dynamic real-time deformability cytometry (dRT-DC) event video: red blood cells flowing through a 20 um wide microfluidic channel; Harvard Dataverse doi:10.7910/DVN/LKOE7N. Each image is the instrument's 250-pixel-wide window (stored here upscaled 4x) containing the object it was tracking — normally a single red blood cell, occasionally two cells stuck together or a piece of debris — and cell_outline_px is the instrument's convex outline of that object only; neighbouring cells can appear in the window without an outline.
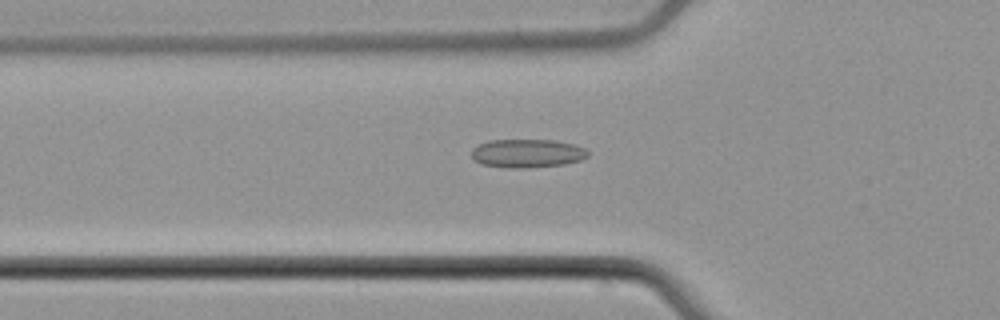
{"species": "common noctule bat (a hibernating species)", "species_latin": "Nyctalus noctula", "temperature_condition": "cold", "stored_images_in_passage": 40, "camera_frame_rate_fps": 3000, "um_per_image_px": 0.085, "animal": {"sex": "male", "body_mass_g": 21.5, "forearm_length_mm": 52.0}, "frame": {"image": 1, "passage_image": 5, "time_ms": 1.333, "image_size_px": [1000, 320], "cell_outline_px": [[588, 156], [580, 160], [564, 164], [528, 168], [512, 168], [480, 164], [472, 160], [472, 148], [488, 140], [556, 140], [572, 144], [584, 148], [588, 152]], "centroid_in_image_um": [44.78, 13.04], "position_along_channel_um": 81.0, "area_um2": 19.36}}
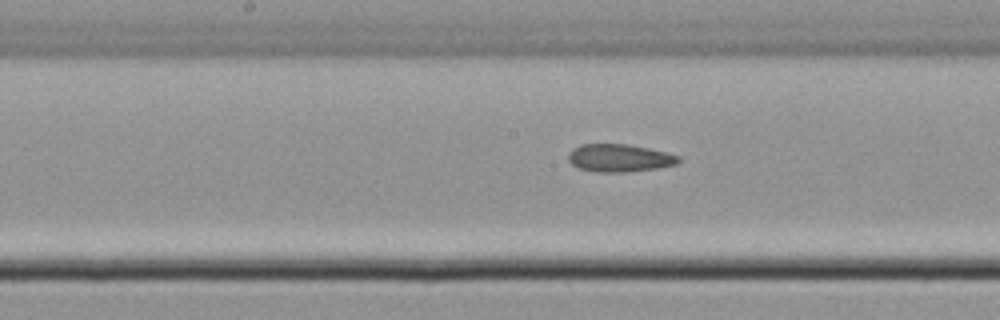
{"frame": {"image": 2, "passage_image": 14, "time_ms": 4.333, "image_size_px": [1000, 320], "cell_outline_px": [[680, 160], [676, 164], [656, 168], [624, 172], [596, 172], [580, 168], [572, 164], [568, 160], [568, 156], [572, 148], [580, 144], [628, 144], [668, 152], [680, 156]], "centroid_in_image_um": [52.65, 13.42], "position_along_channel_um": 195.6, "area_um2": 17.8}}
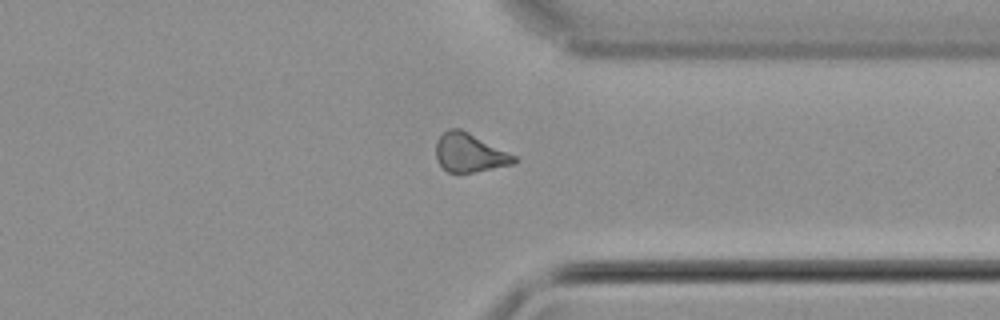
{"frame": {"image": 3, "passage_image": 28, "time_ms": 9.0, "image_size_px": [1000, 320], "cell_outline_px": [[520, 160], [512, 164], [472, 172], [448, 172], [436, 160], [436, 140], [448, 128], [460, 128], [516, 156]], "centroid_in_image_um": [39.89, 12.97], "position_along_channel_um": 371.5, "area_um2": 17.4}}